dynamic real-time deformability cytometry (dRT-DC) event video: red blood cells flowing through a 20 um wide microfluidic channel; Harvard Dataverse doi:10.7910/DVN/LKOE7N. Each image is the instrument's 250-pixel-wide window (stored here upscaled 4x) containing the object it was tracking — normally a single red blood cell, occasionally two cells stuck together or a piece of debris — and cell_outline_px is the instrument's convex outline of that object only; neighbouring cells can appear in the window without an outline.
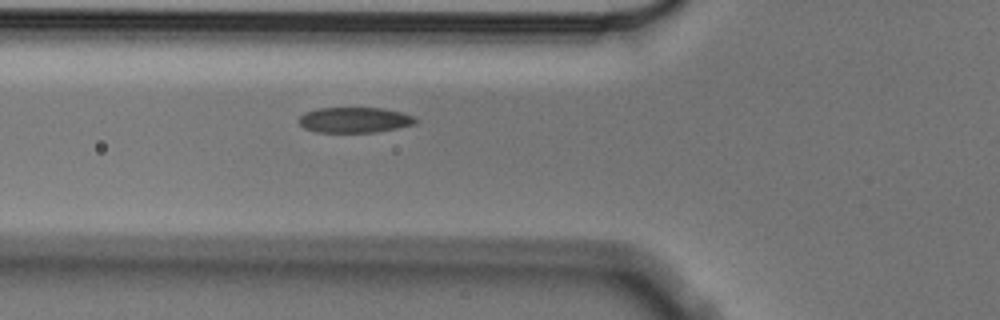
{"species": "Egyptian fruit bat (a non-hibernating species)", "species_latin": "Rousettus aegyptiacus", "temperature_condition": "cold", "stored_images_in_passage": 4, "camera_frame_rate_fps": 3000, "um_per_image_px": 0.085, "animal": {"sex": "male"}, "frame": {"image": 1, "passage_image": 4, "time_ms": 1.0, "image_size_px": [1000, 320], "cell_outline_px": [[416, 124], [376, 132], [316, 132], [304, 128], [300, 124], [300, 116], [304, 112], [316, 108], [384, 108], [400, 112], [412, 116], [416, 120]], "centroid_in_image_um": [30.11, 10.19], "position_along_channel_um": 95.7, "area_um2": 17.22}}